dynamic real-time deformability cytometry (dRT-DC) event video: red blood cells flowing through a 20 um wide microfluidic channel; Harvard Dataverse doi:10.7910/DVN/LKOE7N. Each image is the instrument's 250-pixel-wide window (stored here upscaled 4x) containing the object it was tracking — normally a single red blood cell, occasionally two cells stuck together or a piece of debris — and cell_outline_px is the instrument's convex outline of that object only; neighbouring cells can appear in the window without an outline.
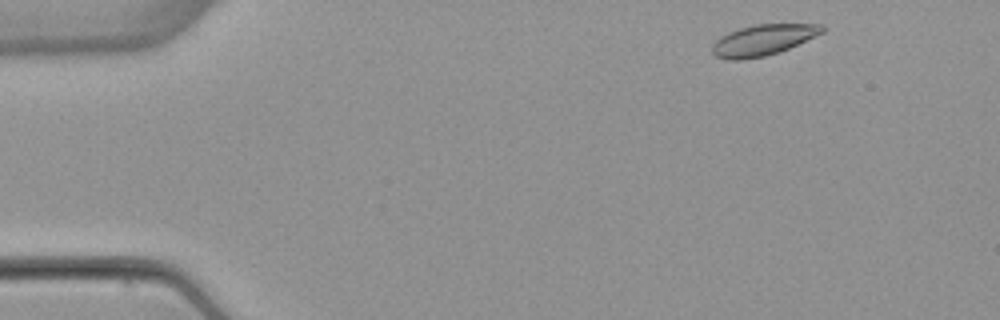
{"species": "common noctule bat (a hibernating species)", "species_latin": "Nyctalus noctula", "temperature_condition": "warm", "stored_images_in_passage": 49, "camera_frame_rate_fps": 3000, "um_per_image_px": 0.085, "animal": {"sex": "female", "body_mass_g": 22.7, "forearm_length_mm": 54.2}, "frame": {"image": 1, "passage_image": 2, "time_ms": 0.333, "image_size_px": [1000, 320], "cell_outline_px": [[824, 32], [780, 52], [764, 56], [740, 60], [732, 60], [716, 56], [712, 52], [712, 44], [720, 36], [728, 32], [740, 28], [756, 24], [824, 24]], "centroid_in_image_um": [64.85, 3.4], "position_along_channel_um": 20.1, "area_um2": 19.71}}
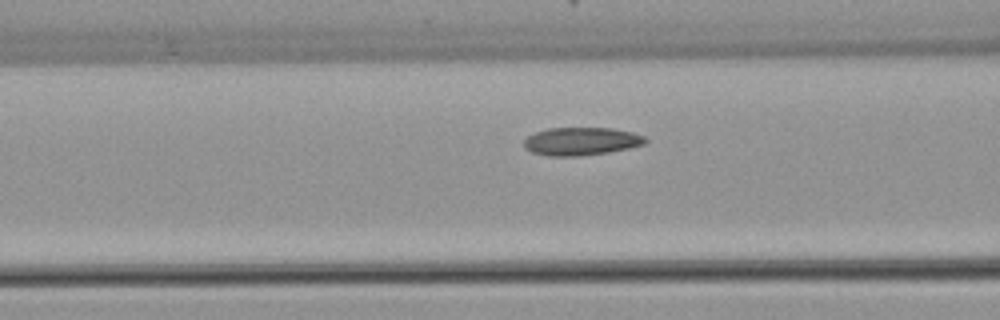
{"frame": {"image": 2, "passage_image": 17, "time_ms": 5.333, "image_size_px": [1000, 320], "cell_outline_px": [[648, 140], [644, 144], [628, 148], [608, 152], [580, 156], [548, 156], [532, 152], [524, 148], [524, 140], [528, 136], [536, 132], [548, 128], [612, 128], [632, 132], [644, 136]], "centroid_in_image_um": [49.39, 12.01], "position_along_channel_um": 117.2, "area_um2": 19.77}}
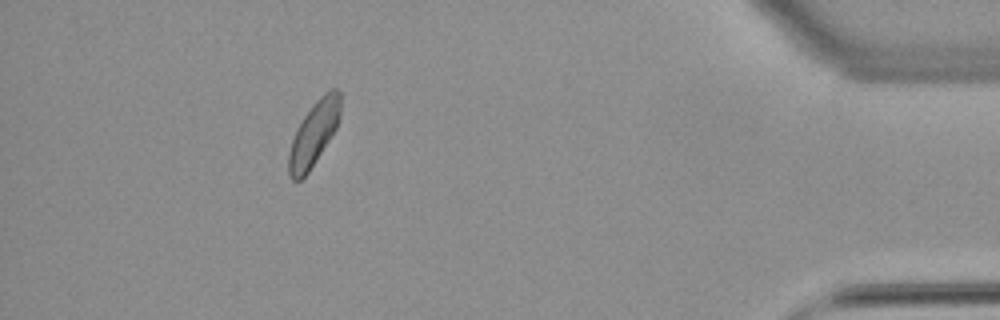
{"frame": {"image": 3, "passage_image": 44, "time_ms": 14.333, "image_size_px": [1000, 320], "cell_outline_px": [[340, 116], [336, 128], [308, 172], [300, 180], [292, 180], [288, 172], [288, 152], [292, 140], [304, 116], [316, 100], [324, 92], [332, 88], [336, 88], [340, 92]], "centroid_in_image_um": [26.67, 11.34], "position_along_channel_um": 408.5, "area_um2": 18.96}, "authors_computed_cell_mechanics": {"area_um2": 19.5364, "velocity_mm_per_s": 3.8555, "shape_relaxation_time_tau1_ms": 4.9705, "shape_relaxation_time_tau2_ms": 4.748, "deformation_change_tau1": 0.1004, "deformation_change_tau2": 0.0906}}